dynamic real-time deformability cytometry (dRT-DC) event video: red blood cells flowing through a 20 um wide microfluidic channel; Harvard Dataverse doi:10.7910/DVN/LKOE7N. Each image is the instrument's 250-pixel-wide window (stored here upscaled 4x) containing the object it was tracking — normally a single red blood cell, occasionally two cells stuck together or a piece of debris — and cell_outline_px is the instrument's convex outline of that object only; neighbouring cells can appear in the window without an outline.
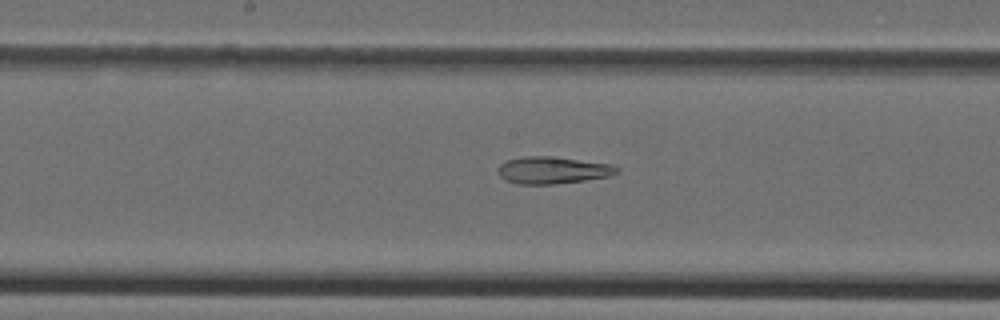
{"species": "Egyptian fruit bat (a non-hibernating species)", "species_latin": "Rousettus aegyptiacus", "temperature_condition": "cold", "stored_images_in_passage": 30, "camera_frame_rate_fps": 3000, "um_per_image_px": 0.085, "animal": {"sex": "female"}, "frame": {"image": 1, "passage_image": 15, "time_ms": 4.667, "image_size_px": [1000, 320], "cell_outline_px": [[616, 172], [608, 176], [584, 180], [556, 184], [516, 184], [504, 180], [496, 172], [496, 168], [500, 164], [508, 160], [524, 156], [552, 156], [608, 164], [616, 168]], "centroid_in_image_um": [46.85, 14.47], "position_along_channel_um": 201.4, "area_um2": 18.55}}
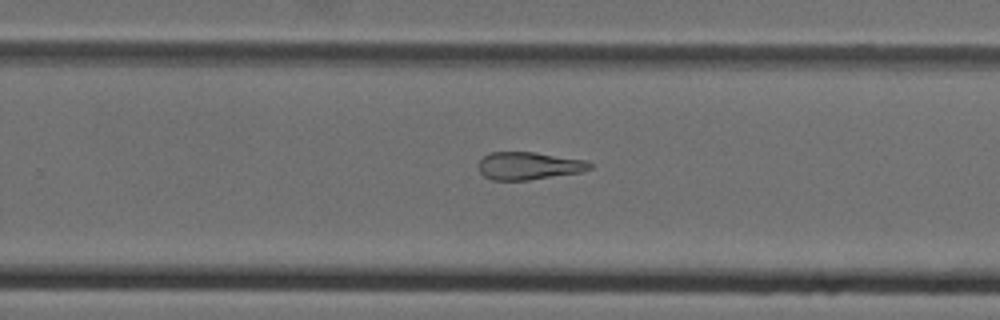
{"frame": {"image": 2, "passage_image": 21, "time_ms": 6.667, "image_size_px": [1000, 320], "cell_outline_px": [[592, 168], [584, 172], [528, 180], [492, 180], [484, 176], [476, 168], [476, 164], [484, 156], [492, 152], [536, 152], [588, 160], [592, 164]], "centroid_in_image_um": [44.96, 14.09], "position_along_channel_um": 284.8, "area_um2": 18.32}}
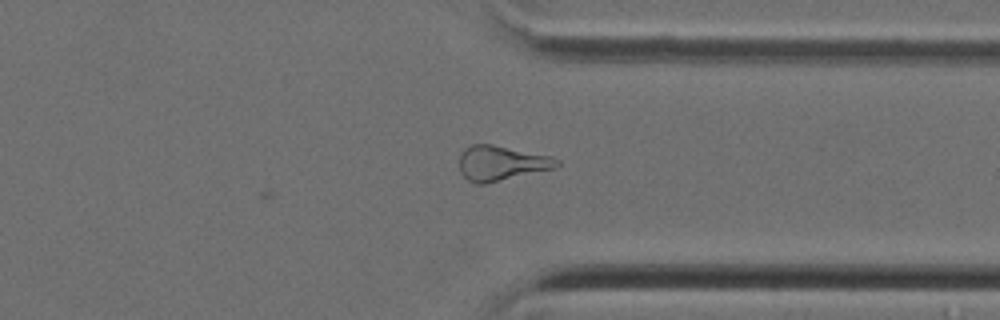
{"frame": {"image": 3, "passage_image": 27, "time_ms": 8.667, "image_size_px": [1000, 320], "cell_outline_px": [[560, 164], [556, 168], [484, 184], [476, 184], [468, 180], [460, 172], [460, 156], [464, 148], [472, 144], [492, 144], [552, 156], [560, 160]], "centroid_in_image_um": [42.63, 13.86], "position_along_channel_um": 368.8, "area_um2": 19.88}}